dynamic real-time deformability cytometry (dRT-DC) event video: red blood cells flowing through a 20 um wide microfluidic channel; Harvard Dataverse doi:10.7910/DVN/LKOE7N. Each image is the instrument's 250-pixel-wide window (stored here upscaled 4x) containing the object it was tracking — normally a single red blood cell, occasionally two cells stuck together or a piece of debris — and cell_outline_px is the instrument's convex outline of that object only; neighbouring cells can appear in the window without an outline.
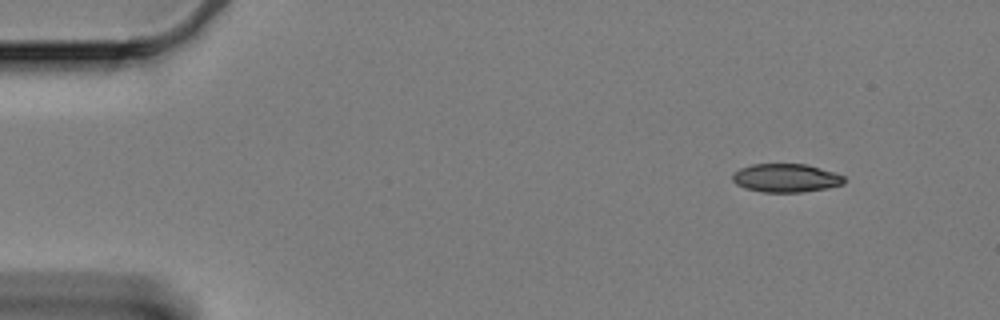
{"species": "Egyptian fruit bat (a non-hibernating species)", "species_latin": "Rousettus aegyptiacus", "temperature_condition": "cold", "stored_images_in_passage": 52, "camera_frame_rate_fps": 3000, "um_per_image_px": 0.085, "animal": {"sex": "female"}, "frame": {"image": 1, "passage_image": 1, "time_ms": 0.0, "image_size_px": [1000, 320], "cell_outline_px": [[844, 184], [828, 188], [800, 192], [764, 192], [744, 188], [736, 184], [732, 180], [732, 176], [740, 168], [752, 164], [808, 164], [836, 172], [844, 176]], "centroid_in_image_um": [66.83, 15.12], "position_along_channel_um": 18.2, "area_um2": 18.61}}
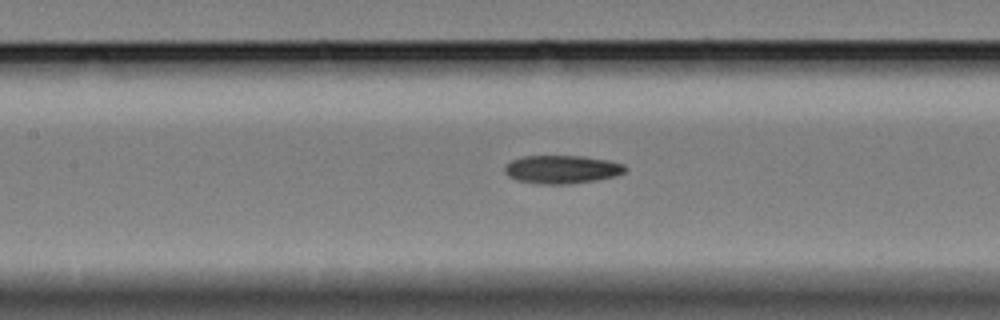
{"frame": {"image": 2, "passage_image": 22, "time_ms": 7.0, "image_size_px": [1000, 320], "cell_outline_px": [[628, 168], [624, 172], [616, 176], [596, 180], [568, 184], [540, 184], [516, 180], [508, 176], [504, 172], [504, 168], [512, 160], [524, 156], [584, 156], [608, 160], [624, 164]], "centroid_in_image_um": [47.78, 14.4], "position_along_channel_um": 159.6, "area_um2": 19.88}}
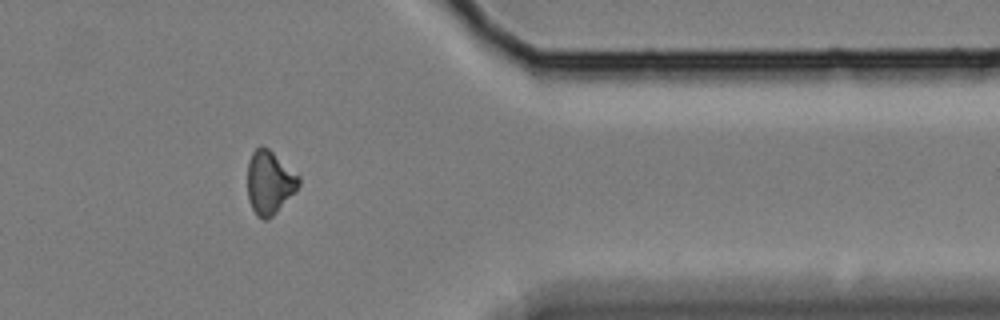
{"frame": {"image": 3, "passage_image": 44, "time_ms": 14.333, "image_size_px": [1000, 320], "cell_outline_px": [[300, 184], [276, 212], [268, 220], [264, 220], [256, 216], [248, 200], [248, 160], [252, 152], [260, 144], [268, 148], [300, 176]], "centroid_in_image_um": [22.88, 15.49], "position_along_channel_um": 388.5, "area_um2": 18.84}}